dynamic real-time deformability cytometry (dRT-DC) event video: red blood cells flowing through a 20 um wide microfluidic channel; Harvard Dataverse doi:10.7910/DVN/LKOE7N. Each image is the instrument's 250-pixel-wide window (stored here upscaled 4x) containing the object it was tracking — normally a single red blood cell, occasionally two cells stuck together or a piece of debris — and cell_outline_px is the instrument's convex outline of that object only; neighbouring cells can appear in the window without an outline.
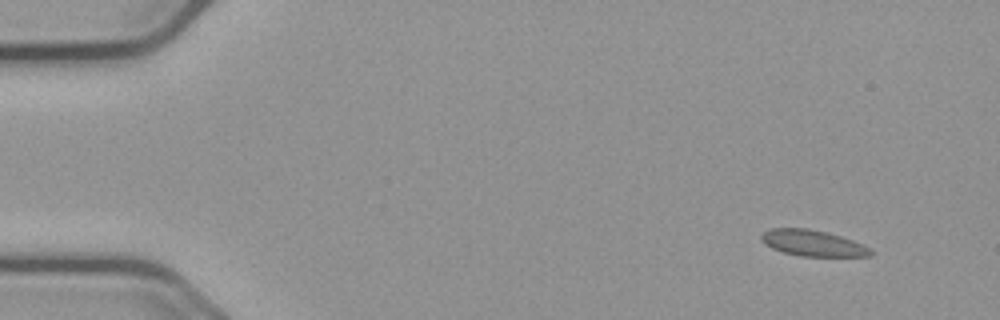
{"species": "common noctule bat (a hibernating species)", "species_latin": "Nyctalus noctula", "temperature_condition": "cold", "stored_images_in_passage": 52, "camera_frame_rate_fps": 3000, "um_per_image_px": 0.085, "animal": {"sex": "male", "body_mass_g": 23.1, "forearm_length_mm": 52.7}, "frame": {"image": 1, "passage_image": 1, "time_ms": 0.0, "image_size_px": [1000, 320], "cell_outline_px": [[872, 256], [800, 256], [784, 252], [772, 248], [764, 244], [760, 240], [760, 236], [768, 228], [808, 228], [828, 232], [852, 240], [872, 248]], "centroid_in_image_um": [69.07, 20.65], "position_along_channel_um": 15.9, "area_um2": 16.7}}
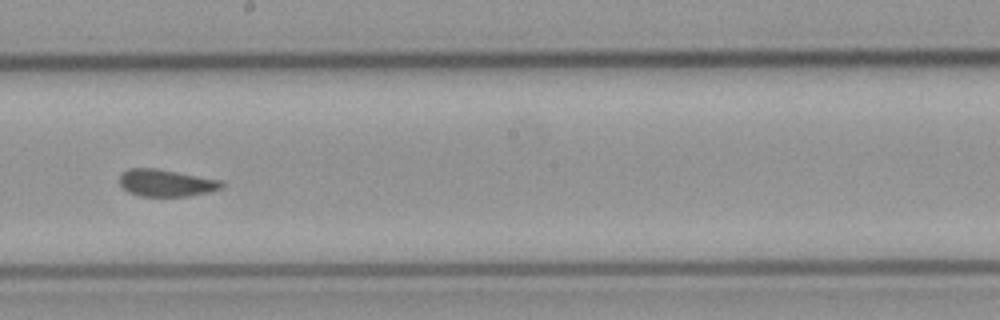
{"frame": {"image": 2, "passage_image": 28, "time_ms": 9.0, "image_size_px": [1000, 320], "cell_outline_px": [[224, 184], [220, 188], [208, 192], [188, 196], [140, 196], [128, 192], [120, 184], [120, 172], [128, 168], [156, 168], [224, 180]], "centroid_in_image_um": [14.12, 15.53], "position_along_channel_um": 234.1, "area_um2": 16.24}}
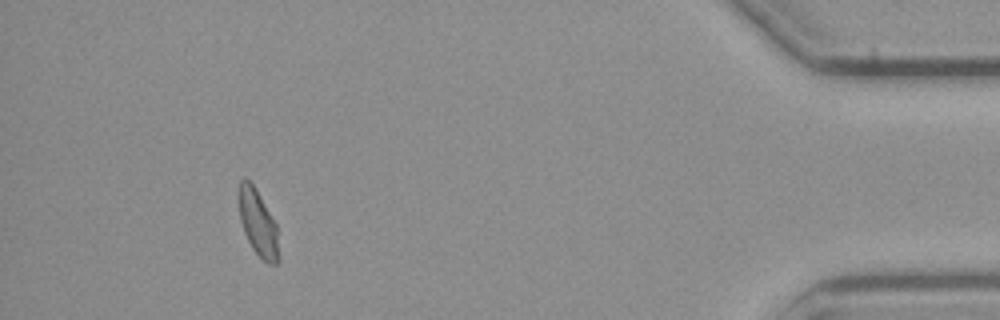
{"frame": {"image": 3, "passage_image": 48, "time_ms": 15.667, "image_size_px": [1000, 320], "cell_outline_px": [[280, 260], [276, 264], [268, 264], [252, 248], [244, 232], [240, 220], [240, 180], [244, 176], [252, 184], [276, 224], [280, 256]], "centroid_in_image_um": [21.96, 19.03], "position_along_channel_um": 413.2, "area_um2": 14.97}, "authors_computed_cell_mechanics": {"area_um2": 16.4152, "velocity_mm_per_s": 3.672, "shape_relaxation_time_tau1_ms": null, "shape_relaxation_time_tau2_ms": 1.4462, "deformation_change_tau1": null, "deformation_change_tau2": 0.069}}